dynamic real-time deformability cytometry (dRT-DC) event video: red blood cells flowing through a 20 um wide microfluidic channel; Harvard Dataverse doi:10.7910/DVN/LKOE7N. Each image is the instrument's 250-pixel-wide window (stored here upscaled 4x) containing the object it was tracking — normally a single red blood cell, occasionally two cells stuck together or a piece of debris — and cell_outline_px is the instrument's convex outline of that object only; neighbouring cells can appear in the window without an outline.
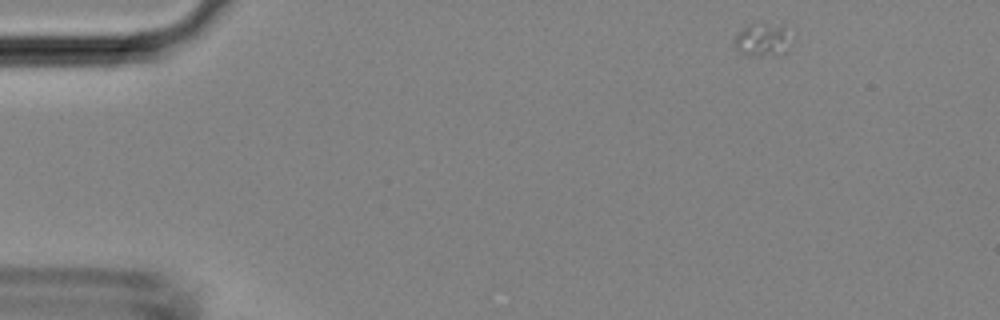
{"species": "Egyptian fruit bat (a non-hibernating species)", "species_latin": "Rousettus aegyptiacus", "temperature_condition": "room temperature", "stored_images_in_passage": 9, "camera_frame_rate_fps": 3000, "um_per_image_px": 0.085, "animal": {"sex": "female"}, "frame": {"image": 1, "passage_image": 1, "time_ms": 0.0, "image_size_px": [1000, 320], "cell_outline_px": [[796, 36], [788, 52], [760, 56], [744, 56], [732, 44], [736, 36], [748, 24], [784, 24], [796, 32]], "centroid_in_image_um": [64.98, 3.37], "position_along_channel_um": 20.0, "area_um2": 11.85}}